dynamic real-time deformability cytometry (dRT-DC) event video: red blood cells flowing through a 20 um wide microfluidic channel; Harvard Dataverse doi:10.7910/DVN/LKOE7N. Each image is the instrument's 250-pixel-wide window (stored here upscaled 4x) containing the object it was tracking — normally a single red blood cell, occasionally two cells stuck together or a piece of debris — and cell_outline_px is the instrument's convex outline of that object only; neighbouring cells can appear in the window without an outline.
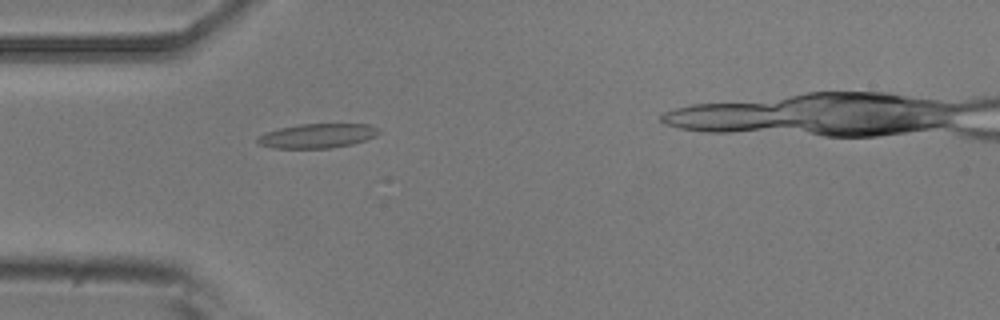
{"species": "common noctule bat (a hibernating species)", "species_latin": "Nyctalus noctula", "temperature_condition": "room temperature", "stored_images_in_passage": 2, "camera_frame_rate_fps": 3000, "um_per_image_px": 0.085, "animal": {"sex": "male", "body_mass_g": 20.5, "forearm_length_mm": 52.5}, "frame": {"image": 1, "passage_image": 2, "time_ms": 1.0, "image_size_px": [1000, 320], "cell_outline_px": [[380, 132], [376, 136], [352, 144], [332, 148], [272, 148], [260, 144], [256, 140], [256, 136], [264, 132], [280, 128], [300, 124], [372, 124], [380, 128]], "centroid_in_image_um": [26.98, 11.54], "position_along_channel_um": 58.0, "area_um2": 17.4}}